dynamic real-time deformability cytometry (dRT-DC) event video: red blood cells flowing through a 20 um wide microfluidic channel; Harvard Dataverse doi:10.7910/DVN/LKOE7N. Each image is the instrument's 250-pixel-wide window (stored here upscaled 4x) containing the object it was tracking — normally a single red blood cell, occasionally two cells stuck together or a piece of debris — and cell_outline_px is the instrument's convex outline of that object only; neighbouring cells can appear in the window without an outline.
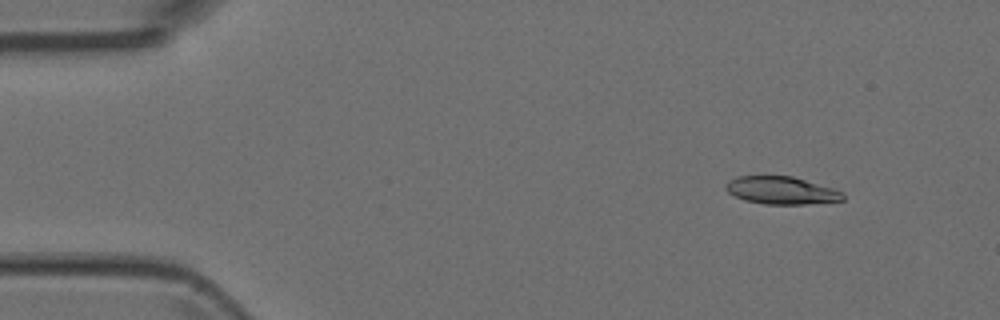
{"species": "Egyptian fruit bat (a non-hibernating species)", "species_latin": "Rousettus aegyptiacus", "temperature_condition": "room temperature", "stored_images_in_passage": 4, "camera_frame_rate_fps": 3000, "um_per_image_px": 0.085, "animal": {"sex": "female"}, "frame": {"image": 1, "passage_image": 2, "time_ms": 0.333, "image_size_px": [1000, 320], "cell_outline_px": [[844, 200], [808, 204], [764, 204], [744, 200], [728, 192], [724, 188], [724, 184], [728, 180], [736, 176], [792, 176], [832, 188], [844, 192]], "centroid_in_image_um": [66.39, 16.18], "position_along_channel_um": 18.6, "area_um2": 18.9}}
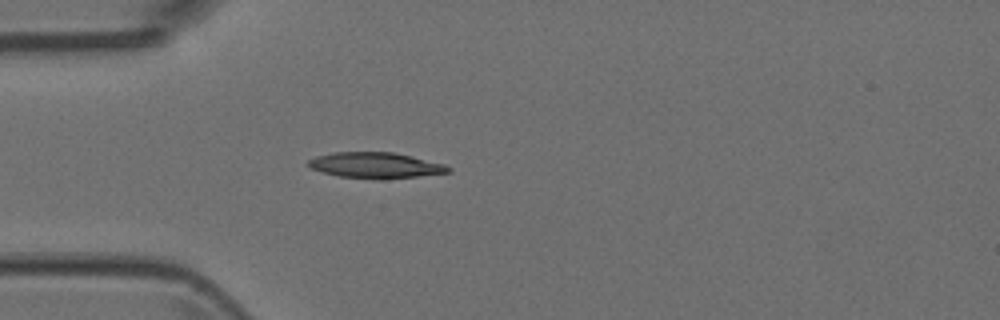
{"frame": {"image": 2, "passage_image": 4, "time_ms": 1.0, "image_size_px": [1000, 320], "cell_outline_px": [[452, 172], [380, 180], [340, 176], [308, 168], [304, 164], [308, 160], [316, 156], [336, 152], [392, 152], [444, 164], [452, 168]], "centroid_in_image_um": [31.88, 14.06], "position_along_channel_um": 53.1, "area_um2": 21.04}}